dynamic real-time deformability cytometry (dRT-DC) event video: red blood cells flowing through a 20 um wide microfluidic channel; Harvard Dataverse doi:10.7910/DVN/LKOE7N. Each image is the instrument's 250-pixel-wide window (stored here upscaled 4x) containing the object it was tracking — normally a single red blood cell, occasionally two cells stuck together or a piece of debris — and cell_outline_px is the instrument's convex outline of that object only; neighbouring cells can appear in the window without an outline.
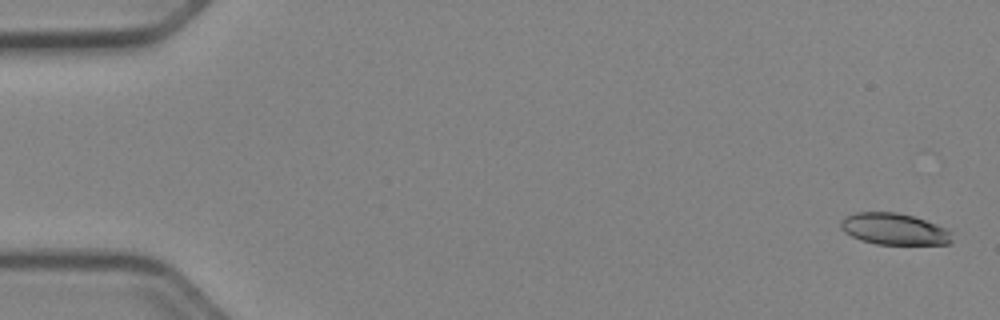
{"species": "Egyptian fruit bat (a non-hibernating species)", "species_latin": "Rousettus aegyptiacus", "temperature_condition": "cold", "stored_images_in_passage": 26, "camera_frame_rate_fps": 3000, "um_per_image_px": 0.085, "animal": {"sex": "female"}, "frame": {"image": 1, "passage_image": 2, "time_ms": 0.333, "image_size_px": [1000, 320], "cell_outline_px": [[952, 244], [876, 244], [860, 240], [844, 232], [840, 228], [840, 220], [844, 216], [856, 212], [896, 212], [912, 216], [936, 224], [952, 232]], "centroid_in_image_um": [75.97, 19.47], "position_along_channel_um": 9.0, "area_um2": 20.52}}
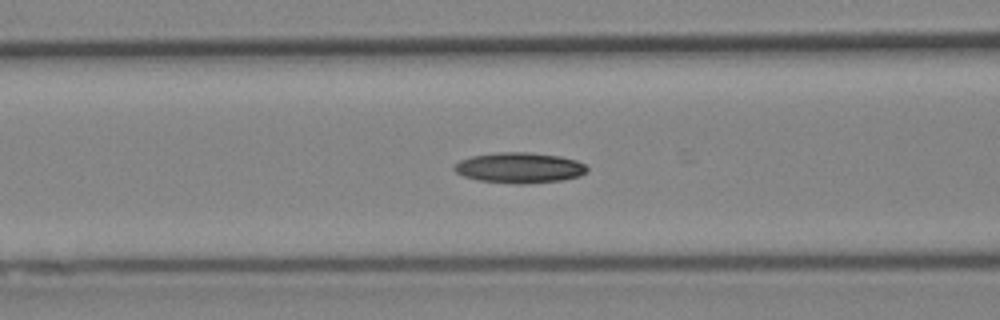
{"frame": {"image": 2, "passage_image": 22, "time_ms": 7.0, "image_size_px": [1000, 320], "cell_outline_px": [[588, 172], [580, 176], [560, 180], [524, 184], [516, 184], [476, 180], [464, 176], [456, 172], [452, 168], [460, 160], [472, 156], [496, 152], [528, 152], [560, 156], [576, 160], [584, 164], [588, 168]], "centroid_in_image_um": [44.16, 14.26], "position_along_channel_um": 122.4, "area_um2": 23.7}}
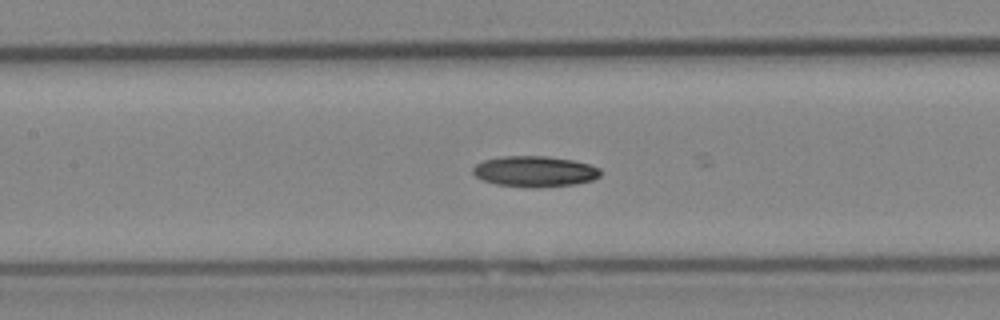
{"frame": {"image": 3, "passage_image": 25, "time_ms": 8.0, "image_size_px": [1000, 320], "cell_outline_px": [[600, 176], [592, 180], [576, 184], [536, 188], [496, 184], [484, 180], [476, 176], [472, 172], [472, 168], [476, 164], [484, 160], [504, 156], [548, 156], [572, 160], [588, 164], [600, 168]], "centroid_in_image_um": [45.46, 14.57], "position_along_channel_um": 161.9, "area_um2": 22.83}}